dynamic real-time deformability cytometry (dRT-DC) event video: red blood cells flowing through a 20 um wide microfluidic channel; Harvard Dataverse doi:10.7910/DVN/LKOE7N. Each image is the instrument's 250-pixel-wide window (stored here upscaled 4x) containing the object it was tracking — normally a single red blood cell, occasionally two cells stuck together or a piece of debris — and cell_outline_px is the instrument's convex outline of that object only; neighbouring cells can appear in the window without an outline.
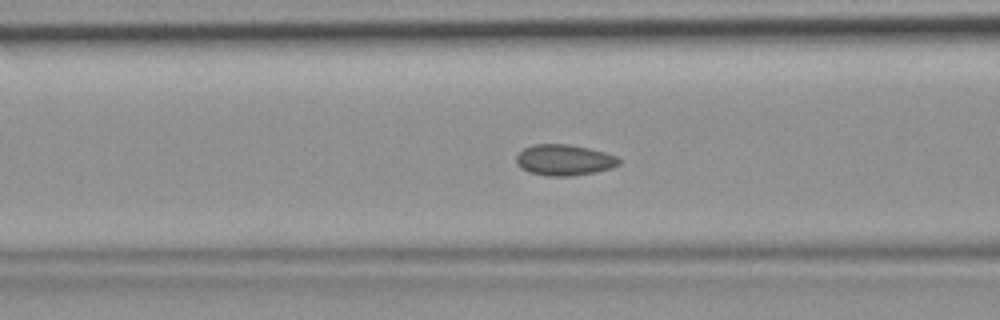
{"species": "common noctule bat (a hibernating species)", "species_latin": "Nyctalus noctula", "temperature_condition": "room temperature", "stored_images_in_passage": 33, "segment_of_instrument_passage": [1, 2], "camera_frame_rate_fps": 3000, "um_per_image_px": 0.085, "animal": {"sex": "female", "body_mass_g": 19.9}, "frame": {"image": 1, "passage_image": 4, "time_ms": 1.0, "image_size_px": [1000, 320], "cell_outline_px": [[620, 164], [612, 168], [596, 172], [572, 176], [548, 176], [528, 172], [520, 168], [516, 164], [516, 156], [524, 148], [532, 144], [568, 144], [588, 148], [604, 152], [616, 156], [620, 160]], "centroid_in_image_um": [47.94, 13.61], "position_along_channel_um": 118.7, "area_um2": 18.67}}
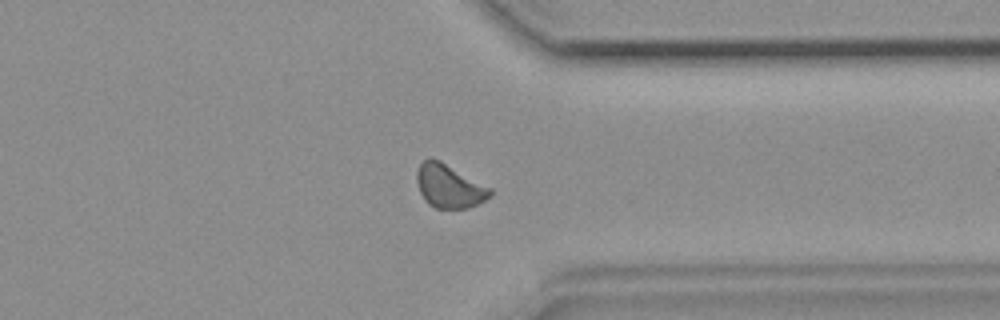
{"frame": {"image": 2, "passage_image": 22, "time_ms": 7.0, "image_size_px": [1000, 320], "cell_outline_px": [[492, 196], [468, 208], [436, 208], [428, 204], [424, 200], [420, 192], [416, 180], [416, 172], [420, 164], [428, 156], [432, 156], [440, 160], [492, 188]], "centroid_in_image_um": [38.16, 15.8], "position_along_channel_um": 373.2, "area_um2": 18.79}}
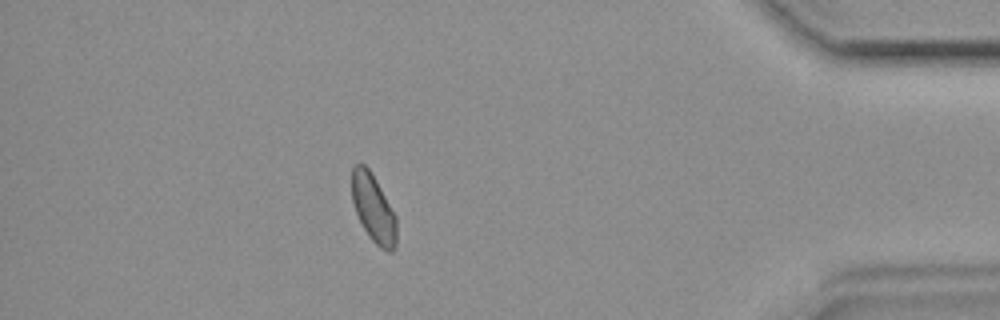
{"frame": {"image": 3, "passage_image": 27, "time_ms": 8.667, "image_size_px": [1000, 320], "cell_outline_px": [[396, 248], [392, 252], [388, 252], [380, 248], [368, 236], [356, 212], [352, 200], [352, 168], [356, 164], [364, 164], [372, 172], [396, 216]], "centroid_in_image_um": [31.75, 17.73], "position_along_channel_um": 403.4, "area_um2": 17.69}}